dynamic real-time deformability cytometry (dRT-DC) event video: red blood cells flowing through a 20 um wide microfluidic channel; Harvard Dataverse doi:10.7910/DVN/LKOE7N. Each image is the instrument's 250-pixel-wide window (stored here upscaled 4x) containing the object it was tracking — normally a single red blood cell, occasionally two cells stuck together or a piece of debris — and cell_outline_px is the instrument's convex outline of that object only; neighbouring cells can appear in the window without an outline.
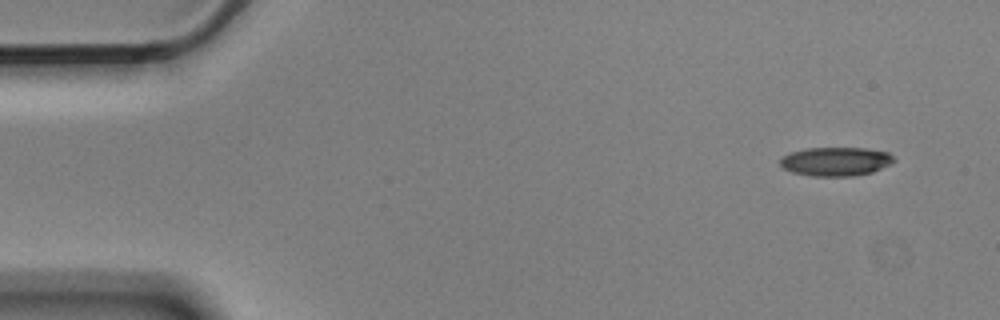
{"species": "Egyptian fruit bat (a non-hibernating species)", "species_latin": "Rousettus aegyptiacus", "temperature_condition": "cold", "stored_images_in_passage": 14, "camera_frame_rate_fps": 3000, "um_per_image_px": 0.085, "animal": {"sex": "male"}, "frame": {"image": 1, "passage_image": 1, "time_ms": 0.0, "image_size_px": [1000, 320], "cell_outline_px": [[896, 160], [872, 172], [856, 176], [812, 176], [792, 172], [784, 168], [780, 164], [780, 160], [784, 156], [792, 152], [808, 148], [864, 148], [888, 152]], "centroid_in_image_um": [71.04, 13.73], "position_along_channel_um": 14.0, "area_um2": 18.9}}
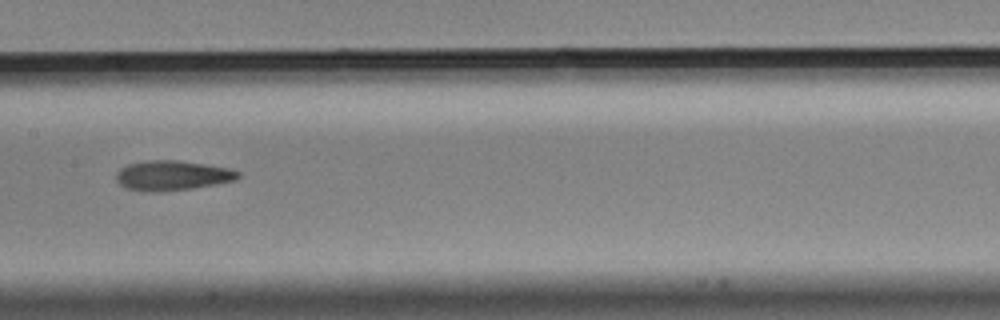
{"frame": {"image": 2, "passage_image": 7, "time_ms": 2.0, "image_size_px": [1000, 320], "cell_outline_px": [[240, 176], [236, 180], [216, 184], [192, 188], [160, 192], [144, 192], [128, 188], [120, 184], [116, 180], [116, 172], [120, 168], [128, 164], [148, 160], [176, 160], [232, 168], [240, 172]], "centroid_in_image_um": [14.65, 14.92], "position_along_channel_um": 192.7, "area_um2": 21.33}}
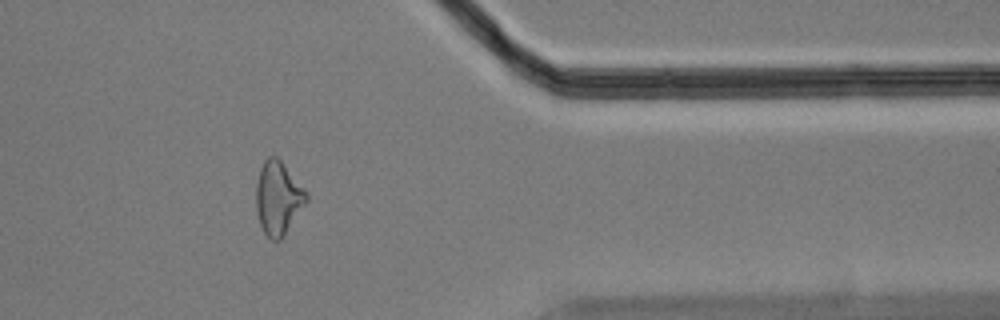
{"frame": {"image": 3, "passage_image": 12, "time_ms": 3.667, "image_size_px": [1000, 320], "cell_outline_px": [[308, 200], [284, 236], [280, 240], [272, 240], [264, 232], [260, 224], [256, 212], [256, 184], [260, 168], [264, 160], [268, 156], [276, 156], [280, 160], [308, 192]], "centroid_in_image_um": [23.64, 16.83], "position_along_channel_um": 387.8, "area_um2": 21.5}}